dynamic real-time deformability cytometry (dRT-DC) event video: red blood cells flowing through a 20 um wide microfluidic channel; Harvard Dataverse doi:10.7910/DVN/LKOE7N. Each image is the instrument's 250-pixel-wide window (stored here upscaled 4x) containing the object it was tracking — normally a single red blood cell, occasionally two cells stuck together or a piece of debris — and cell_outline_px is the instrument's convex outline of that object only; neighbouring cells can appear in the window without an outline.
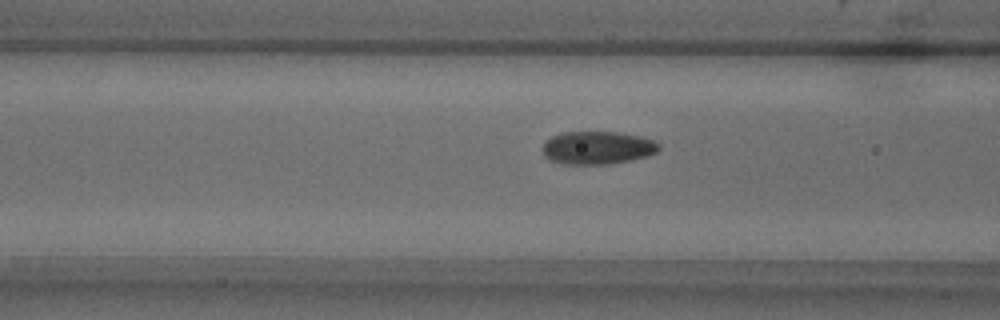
{"species": "common noctule bat (a hibernating species)", "species_latin": "Nyctalus noctula", "temperature_condition": "warm", "stored_images_in_passage": 31, "camera_frame_rate_fps": 3000, "um_per_image_px": 0.085, "animal": {"sex": "male", "body_mass_g": 18.8}, "frame": {"image": 1, "passage_image": 6, "time_ms": 1.667, "image_size_px": [1000, 320], "cell_outline_px": [[660, 148], [656, 152], [648, 156], [608, 164], [564, 164], [548, 160], [544, 156], [540, 148], [552, 136], [560, 132], [616, 132], [640, 136], [652, 140], [660, 144]], "centroid_in_image_um": [50.74, 12.56], "position_along_channel_um": 115.9, "area_um2": 22.43}}
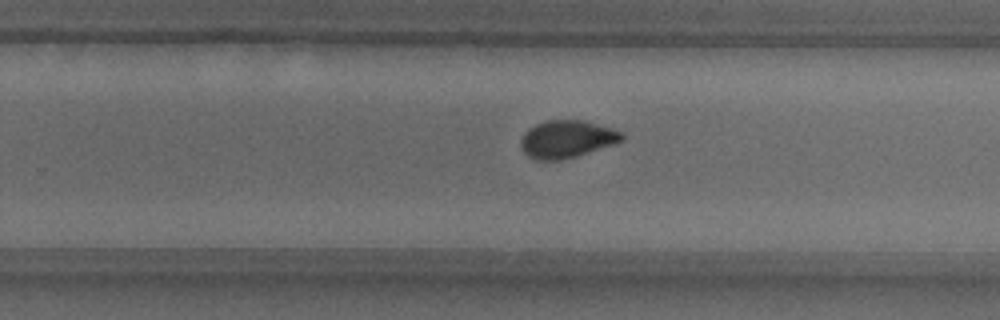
{"frame": {"image": 2, "passage_image": 19, "time_ms": 6.0, "image_size_px": [1000, 320], "cell_outline_px": [[624, 140], [576, 156], [560, 160], [536, 160], [528, 156], [524, 152], [520, 144], [520, 140], [524, 132], [528, 128], [544, 120], [584, 120], [620, 132], [624, 136]], "centroid_in_image_um": [48.11, 11.82], "position_along_channel_um": 281.7, "area_um2": 21.85}}
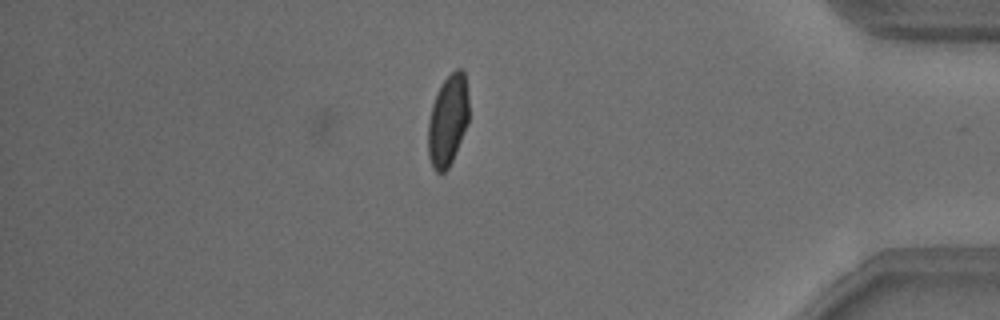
{"frame": {"image": 3, "passage_image": 31, "time_ms": 10.0, "image_size_px": [1000, 320], "cell_outline_px": [[468, 124], [452, 160], [448, 168], [444, 172], [436, 172], [432, 168], [428, 156], [428, 120], [432, 104], [436, 92], [440, 84], [456, 68], [460, 68], [464, 72], [468, 96]], "centroid_in_image_um": [38.05, 10.23], "position_along_channel_um": 397.1, "area_um2": 21.79}, "authors_computed_cell_mechanics": {"area_um2": 22.4264, "velocity_mm_per_s": 3.8277, "shape_relaxation_time_tau1_ms": 4.1273, "shape_relaxation_time_tau2_ms": 0.9812, "deformation_change_tau1": 0.1301, "deformation_change_tau2": 0.0429}}